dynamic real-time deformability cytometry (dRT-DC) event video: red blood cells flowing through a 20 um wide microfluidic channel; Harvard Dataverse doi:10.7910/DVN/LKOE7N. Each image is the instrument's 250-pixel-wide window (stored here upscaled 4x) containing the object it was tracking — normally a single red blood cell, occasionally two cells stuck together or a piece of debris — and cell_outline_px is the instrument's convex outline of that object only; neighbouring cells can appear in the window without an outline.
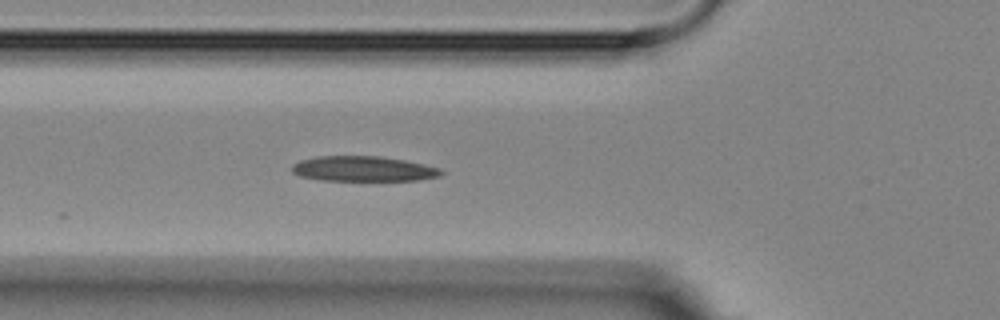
{"species": "Egyptian fruit bat (a non-hibernating species)", "species_latin": "Rousettus aegyptiacus", "temperature_condition": "room temperature", "stored_images_in_passage": 6, "camera_frame_rate_fps": 3000, "um_per_image_px": 0.085, "animal": {"sex": "female"}, "frame": {"image": 1, "passage_image": 6, "time_ms": 5.667, "image_size_px": [1000, 320], "cell_outline_px": [[444, 172], [440, 176], [420, 180], [320, 180], [300, 176], [292, 172], [292, 164], [300, 160], [320, 156], [380, 156], [404, 160], [424, 164], [440, 168]], "centroid_in_image_um": [30.89, 14.35], "position_along_channel_um": 94.9, "area_um2": 21.85}}